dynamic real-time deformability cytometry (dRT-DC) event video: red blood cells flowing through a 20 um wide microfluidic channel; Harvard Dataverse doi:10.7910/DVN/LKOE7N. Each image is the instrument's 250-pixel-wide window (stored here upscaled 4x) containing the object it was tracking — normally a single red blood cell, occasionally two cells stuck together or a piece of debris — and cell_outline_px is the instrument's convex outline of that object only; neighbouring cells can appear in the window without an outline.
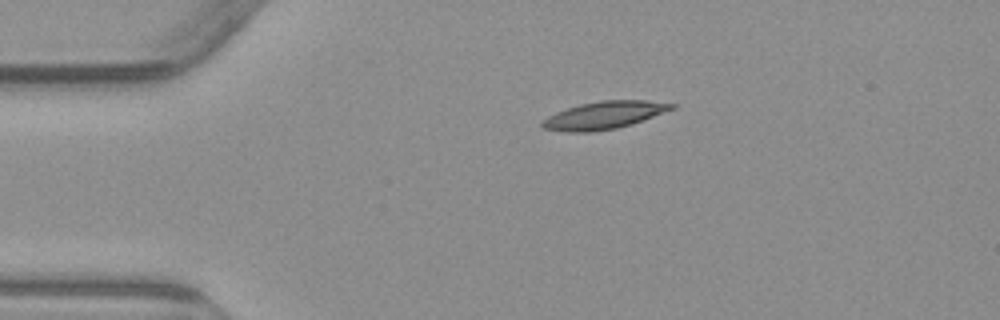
{"species": "common noctule bat (a hibernating species)", "species_latin": "Nyctalus noctula", "temperature_condition": "warm", "stored_images_in_passage": 2, "camera_frame_rate_fps": 3000, "um_per_image_px": 0.085, "animal": {"sex": "male", "body_mass_g": 23.1, "forearm_length_mm": 52.7}, "frame": {"image": 1, "passage_image": 1, "time_ms": 0.0, "image_size_px": [1000, 320], "cell_outline_px": [[676, 108], [632, 124], [616, 128], [588, 132], [568, 132], [544, 128], [540, 124], [540, 120], [556, 112], [580, 104], [600, 100], [648, 100], [676, 104]], "centroid_in_image_um": [51.35, 9.78], "position_along_channel_um": 33.6, "area_um2": 20.81}}